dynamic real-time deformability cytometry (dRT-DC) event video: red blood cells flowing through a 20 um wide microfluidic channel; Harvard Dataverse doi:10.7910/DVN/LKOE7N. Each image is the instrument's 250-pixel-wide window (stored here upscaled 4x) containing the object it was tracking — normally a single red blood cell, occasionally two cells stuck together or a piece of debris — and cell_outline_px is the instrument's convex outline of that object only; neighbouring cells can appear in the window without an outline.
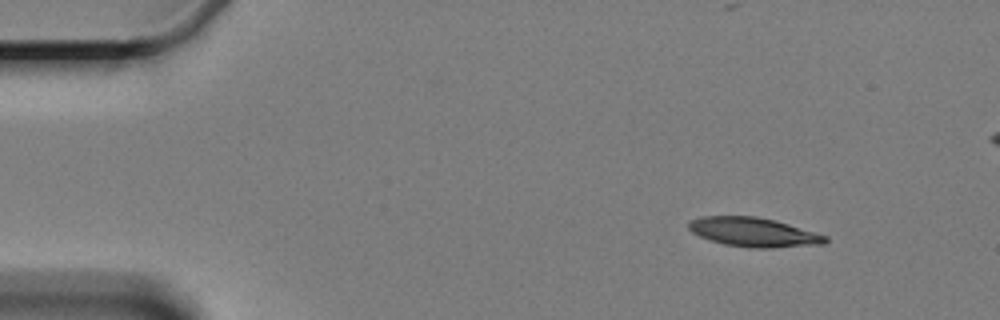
{"species": "Egyptian fruit bat (a non-hibernating species)", "species_latin": "Rousettus aegyptiacus", "temperature_condition": "cold", "stored_images_in_passage": 5, "segment_of_instrument_passage": [1, 2], "camera_frame_rate_fps": 3000, "um_per_image_px": 0.085, "animal": {"sex": "female"}, "frame": {"image": 1, "passage_image": 1, "time_ms": 0.0, "image_size_px": [1000, 320], "cell_outline_px": [[828, 240], [824, 244], [772, 248], [756, 248], [724, 244], [700, 236], [692, 232], [688, 228], [688, 220], [704, 216], [756, 216], [776, 220], [828, 236]], "centroid_in_image_um": [64.07, 19.73], "position_along_channel_um": 20.9, "area_um2": 23.24}}